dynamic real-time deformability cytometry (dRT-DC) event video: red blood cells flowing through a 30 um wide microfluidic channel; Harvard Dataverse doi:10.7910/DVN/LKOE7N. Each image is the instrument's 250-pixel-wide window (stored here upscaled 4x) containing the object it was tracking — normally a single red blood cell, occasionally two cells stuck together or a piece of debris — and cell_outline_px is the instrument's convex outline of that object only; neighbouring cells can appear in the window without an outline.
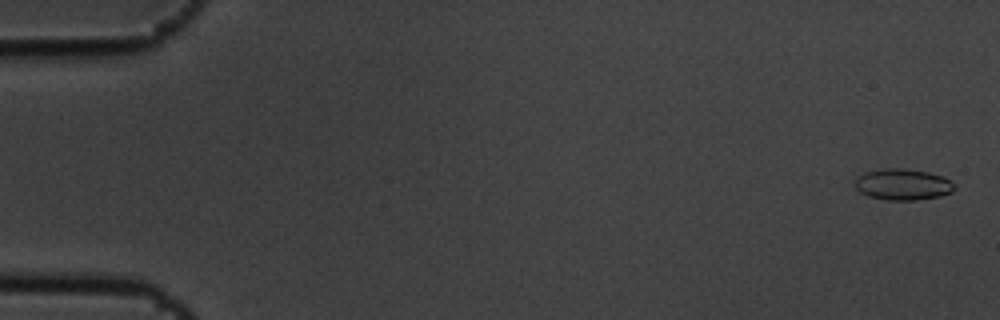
{"species": "common noctule bat (a hibernating species)", "species_latin": "Nyctalus noctula", "temperature_condition": "cold", "stored_images_in_passage": 6, "camera_frame_rate_fps": 3000, "um_per_image_px": 0.085, "animal": {"sex": "male", "body_mass_g": 19.5, "forearm_length_mm": 54.6}, "frame": {"image": 1, "passage_image": 1, "time_ms": 0.0, "image_size_px": [1000, 320], "cell_outline_px": [[956, 188], [952, 192], [940, 196], [916, 200], [888, 200], [868, 196], [860, 192], [856, 188], [856, 176], [864, 172], [884, 168], [900, 168], [928, 172], [944, 176]], "centroid_in_image_um": [76.72, 15.67], "position_along_channel_um": 8.3, "area_um2": 18.09}}
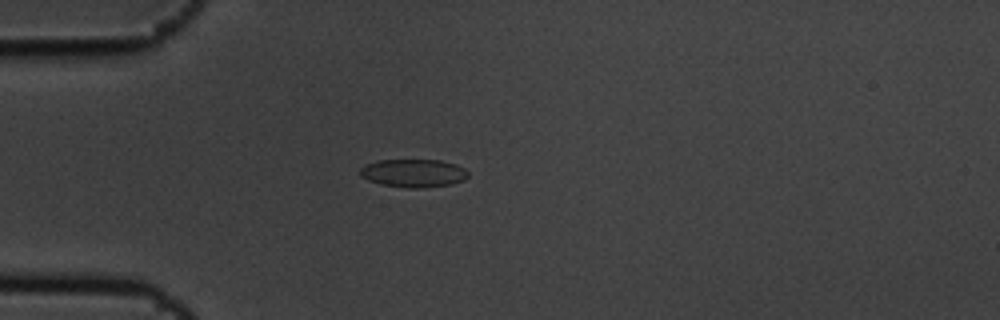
{"frame": {"image": 2, "passage_image": 5, "time_ms": 1.333, "image_size_px": [1000, 320], "cell_outline_px": [[468, 176], [464, 180], [452, 184], [416, 188], [408, 188], [380, 184], [368, 180], [360, 176], [360, 168], [364, 164], [380, 160], [440, 160], [456, 164], [464, 168], [468, 172]], "centroid_in_image_um": [35.13, 14.71], "position_along_channel_um": 49.9, "area_um2": 17.74}}